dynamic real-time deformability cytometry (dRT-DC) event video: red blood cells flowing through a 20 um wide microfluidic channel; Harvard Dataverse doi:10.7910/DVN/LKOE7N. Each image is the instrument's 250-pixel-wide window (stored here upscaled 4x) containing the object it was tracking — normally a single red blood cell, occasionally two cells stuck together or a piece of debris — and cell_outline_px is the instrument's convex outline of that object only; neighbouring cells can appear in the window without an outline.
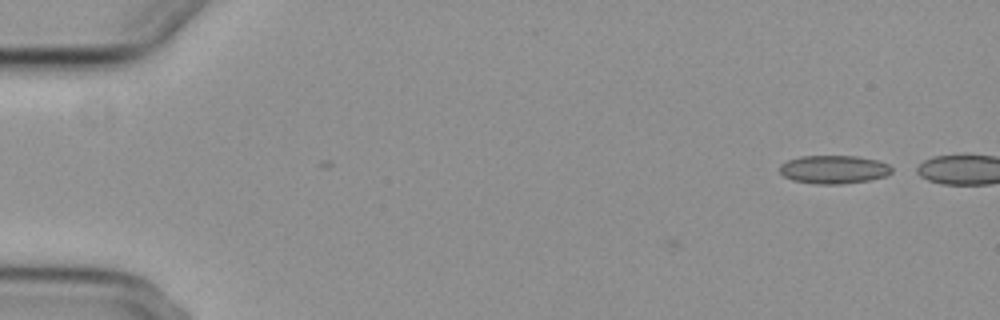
{"species": "common noctule bat (a hibernating species)", "species_latin": "Nyctalus noctula", "temperature_condition": "cold", "stored_images_in_passage": 3, "camera_frame_rate_fps": 3000, "um_per_image_px": 0.085, "animal": {"sex": "female", "body_mass_g": 29.2, "forearm_length_mm": 56.3}, "frame": {"image": 1, "passage_image": 1, "time_ms": 0.0, "image_size_px": [1000, 320], "cell_outline_px": [[892, 172], [884, 176], [868, 180], [840, 184], [816, 184], [792, 180], [784, 176], [780, 172], [780, 164], [788, 160], [800, 156], [856, 156], [876, 160], [888, 164], [892, 168]], "centroid_in_image_um": [70.84, 14.4], "position_along_channel_um": 14.2, "area_um2": 18.38}}